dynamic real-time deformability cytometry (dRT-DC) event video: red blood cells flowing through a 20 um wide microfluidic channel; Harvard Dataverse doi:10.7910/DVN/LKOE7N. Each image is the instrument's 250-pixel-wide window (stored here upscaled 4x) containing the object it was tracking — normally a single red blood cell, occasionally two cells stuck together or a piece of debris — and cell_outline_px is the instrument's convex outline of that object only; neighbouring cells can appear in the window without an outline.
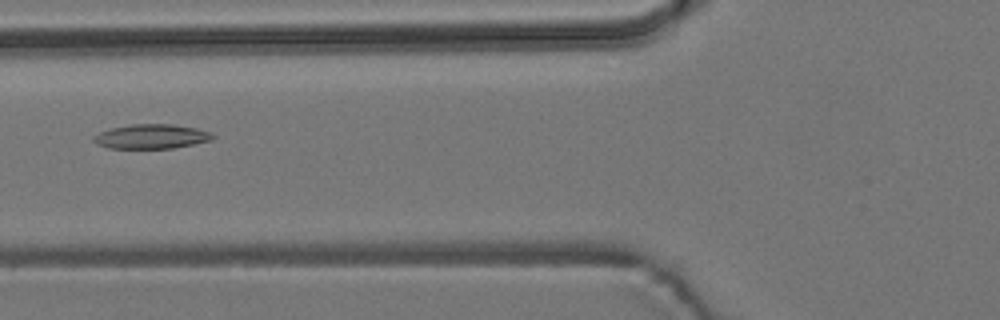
{"species": "common noctule bat (a hibernating species)", "species_latin": "Nyctalus noctula", "temperature_condition": "room temperature", "stored_images_in_passage": 5, "camera_frame_rate_fps": 3000, "um_per_image_px": 0.085, "animal": {"sex": "male", "body_mass_g": 19.2, "forearm_length_mm": 51.8}, "frame": {"image": 1, "passage_image": 5, "time_ms": 4.333, "image_size_px": [1000, 320], "cell_outline_px": [[216, 136], [212, 140], [172, 148], [108, 148], [92, 140], [92, 136], [100, 132], [112, 128], [132, 124], [172, 124], [196, 128], [212, 132]], "centroid_in_image_um": [12.9, 11.59], "position_along_channel_um": 112.9, "area_um2": 16.88}}